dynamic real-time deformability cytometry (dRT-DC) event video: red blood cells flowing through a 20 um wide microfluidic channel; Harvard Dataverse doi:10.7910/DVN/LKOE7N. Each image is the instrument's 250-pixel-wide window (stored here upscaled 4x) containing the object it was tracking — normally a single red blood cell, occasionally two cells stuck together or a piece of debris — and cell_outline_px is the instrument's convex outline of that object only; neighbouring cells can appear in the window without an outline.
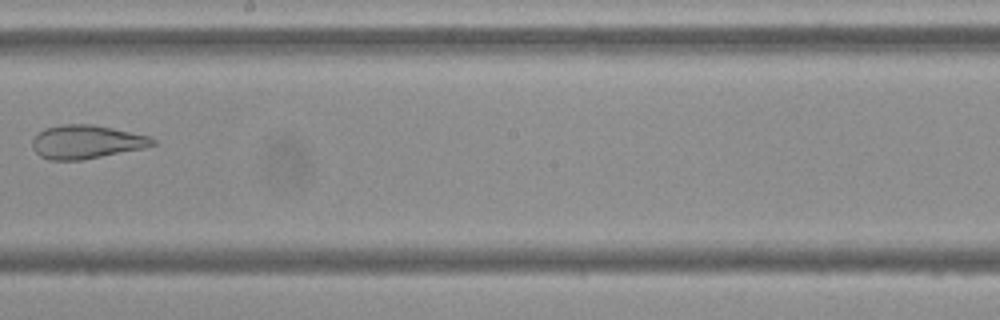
{"species": "Egyptian fruit bat (a non-hibernating species)", "species_latin": "Rousettus aegyptiacus", "temperature_condition": "cold", "stored_images_in_passage": 7, "camera_frame_rate_fps": 3000, "um_per_image_px": 0.085, "frame": {"image": 1, "passage_image": 6, "time_ms": 6.0, "image_size_px": [1000, 320], "cell_outline_px": [[156, 144], [144, 148], [80, 160], [48, 160], [40, 156], [32, 148], [32, 140], [44, 128], [60, 124], [92, 124], [112, 128], [148, 136], [156, 140]], "centroid_in_image_um": [7.31, 12.06], "position_along_channel_um": 240.9, "area_um2": 23.41}}
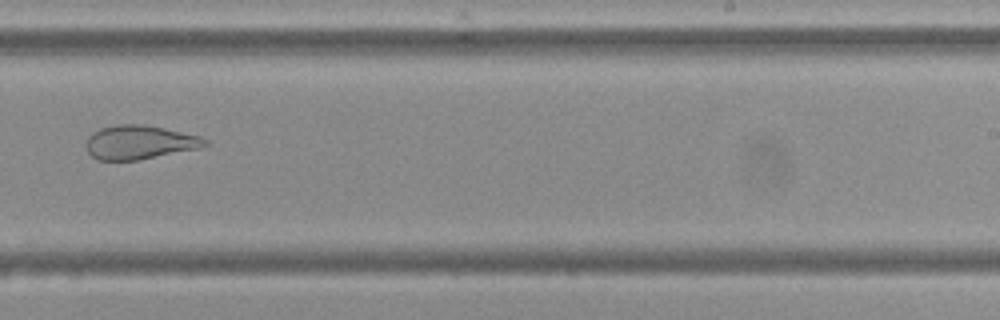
{"frame": {"image": 2, "passage_image": 7, "time_ms": 7.0, "image_size_px": [1000, 320], "cell_outline_px": [[208, 144], [200, 148], [140, 160], [96, 160], [88, 152], [84, 144], [88, 136], [92, 132], [100, 128], [116, 124], [140, 124], [164, 128], [200, 136], [208, 140]], "centroid_in_image_um": [11.83, 12.1], "position_along_channel_um": 277.2, "area_um2": 23.7}}